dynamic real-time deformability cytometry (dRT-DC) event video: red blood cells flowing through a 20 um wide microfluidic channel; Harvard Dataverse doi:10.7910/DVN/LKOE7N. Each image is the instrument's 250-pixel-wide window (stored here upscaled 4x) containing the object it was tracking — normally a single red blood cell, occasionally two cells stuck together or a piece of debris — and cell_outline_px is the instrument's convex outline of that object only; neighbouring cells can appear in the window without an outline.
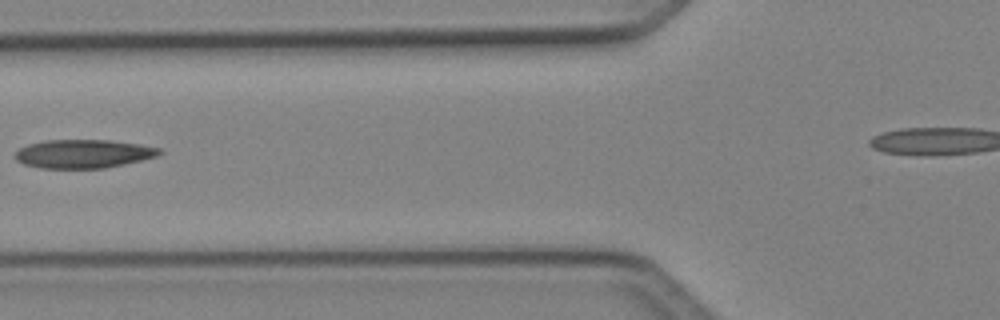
{"species": "Egyptian fruit bat (a non-hibernating species)", "species_latin": "Rousettus aegyptiacus", "temperature_condition": "cold", "stored_images_in_passage": 6, "segment_of_instrument_passage": [1, 2], "camera_frame_rate_fps": 3000, "um_per_image_px": 0.085, "animal": {"sex": "female"}, "frame": {"image": 1, "passage_image": 5, "time_ms": 1.333, "image_size_px": [1000, 320], "cell_outline_px": [[164, 152], [156, 156], [124, 164], [104, 168], [40, 168], [24, 164], [16, 160], [12, 156], [20, 148], [28, 144], [44, 140], [108, 140], [140, 144], [164, 148]], "centroid_in_image_um": [7.09, 13.06], "position_along_channel_um": 118.7, "area_um2": 24.16}}